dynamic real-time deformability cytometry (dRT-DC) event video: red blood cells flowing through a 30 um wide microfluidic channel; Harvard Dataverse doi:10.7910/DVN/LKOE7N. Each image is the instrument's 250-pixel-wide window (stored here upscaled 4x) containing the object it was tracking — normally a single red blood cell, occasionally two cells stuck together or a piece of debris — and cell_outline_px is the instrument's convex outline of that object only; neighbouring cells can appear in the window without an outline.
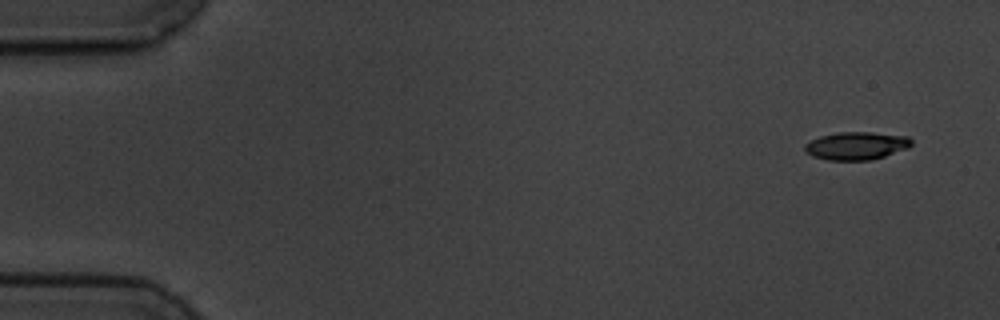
{"species": "common noctule bat (a hibernating species)", "species_latin": "Nyctalus noctula", "temperature_condition": "cold", "stored_images_in_passage": 5, "camera_frame_rate_fps": 3000, "um_per_image_px": 0.085, "animal": {"sex": "male", "body_mass_g": 19.5, "forearm_length_mm": 54.6}, "frame": {"image": 1, "passage_image": 1, "time_ms": 0.0, "image_size_px": [1000, 320], "cell_outline_px": [[912, 144], [908, 148], [872, 160], [828, 160], [812, 156], [804, 152], [804, 144], [820, 136], [836, 132], [872, 132], [908, 136], [912, 140]], "centroid_in_image_um": [72.78, 12.39], "position_along_channel_um": 12.2, "area_um2": 17.46}}